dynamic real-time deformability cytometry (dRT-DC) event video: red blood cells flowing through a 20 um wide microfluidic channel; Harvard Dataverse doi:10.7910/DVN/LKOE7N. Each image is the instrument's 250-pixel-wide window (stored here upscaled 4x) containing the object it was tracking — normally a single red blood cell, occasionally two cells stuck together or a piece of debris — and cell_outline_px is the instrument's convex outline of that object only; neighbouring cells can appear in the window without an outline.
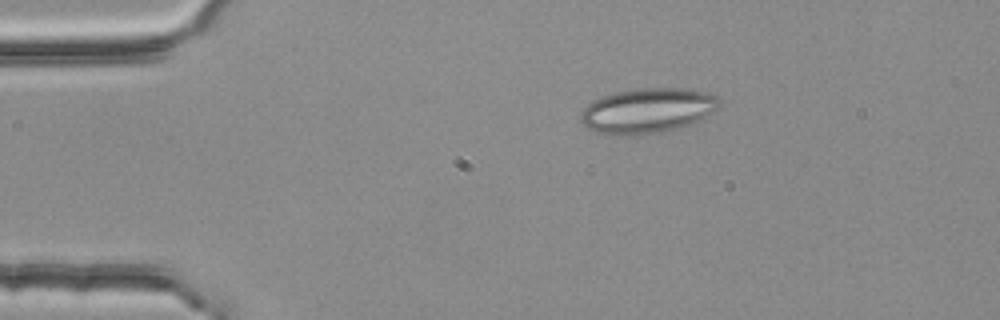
{"species": "common noctule bat (a hibernating species)", "species_latin": "Nyctalus noctula", "temperature_condition": "room temperature", "stored_images_in_passage": 4, "camera_frame_rate_fps": 3000, "um_per_image_px": 0.085, "animal": {"sex": "female", "body_mass_g": 25.1}, "frame": {"image": 1, "passage_image": 2, "time_ms": 0.333, "image_size_px": [1000, 320], "cell_outline_px": [[720, 100], [716, 108], [712, 112], [688, 124], [656, 132], [612, 136], [592, 132], [580, 120], [580, 112], [588, 104], [604, 96], [616, 92], [640, 88], [688, 88], [708, 92], [716, 96]], "centroid_in_image_um": [54.98, 9.39], "position_along_channel_um": 30.0, "area_um2": 35.78}}